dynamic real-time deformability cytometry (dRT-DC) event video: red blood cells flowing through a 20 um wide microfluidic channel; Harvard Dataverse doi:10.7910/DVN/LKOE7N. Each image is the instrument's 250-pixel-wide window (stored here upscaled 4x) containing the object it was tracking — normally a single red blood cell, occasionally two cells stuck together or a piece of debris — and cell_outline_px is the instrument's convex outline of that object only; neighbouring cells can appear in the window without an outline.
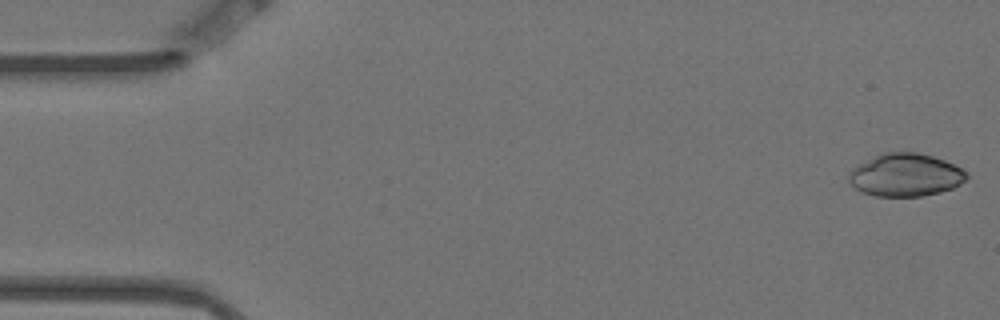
{"species": "Egyptian fruit bat (a non-hibernating species)", "species_latin": "Rousettus aegyptiacus", "temperature_condition": "warm", "stored_images_in_passage": 4, "camera_frame_rate_fps": 3000, "um_per_image_px": 0.085, "animal": {"sex": "female"}, "frame": {"image": 1, "passage_image": 1, "time_ms": 0.0, "image_size_px": [1000, 320], "cell_outline_px": [[968, 176], [960, 184], [952, 188], [940, 192], [920, 196], [876, 196], [864, 192], [856, 188], [848, 180], [848, 172], [852, 168], [884, 152], [916, 152], [932, 156], [944, 160], [960, 168]], "centroid_in_image_um": [76.95, 14.87], "position_along_channel_um": 8.0, "area_um2": 28.96}}
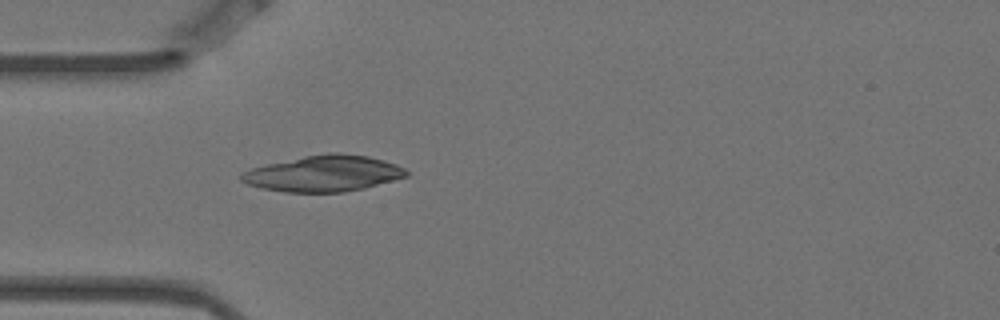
{"frame": {"image": 2, "passage_image": 4, "time_ms": 1.0, "image_size_px": [1000, 320], "cell_outline_px": [[408, 176], [364, 188], [344, 192], [284, 192], [260, 188], [248, 184], [240, 180], [240, 176], [244, 172], [252, 168], [268, 164], [304, 156], [328, 152], [340, 152], [368, 156], [384, 160], [396, 164], [404, 168], [408, 172]], "centroid_in_image_um": [27.53, 14.74], "position_along_channel_um": 57.5, "area_um2": 34.62}}